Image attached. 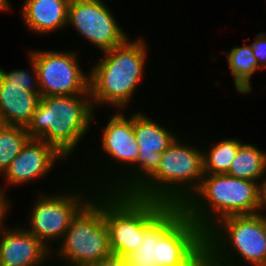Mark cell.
<instances>
[{"label": "cell", "instance_id": "obj_1", "mask_svg": "<svg viewBox=\"0 0 266 266\" xmlns=\"http://www.w3.org/2000/svg\"><path fill=\"white\" fill-rule=\"evenodd\" d=\"M143 36L101 53L89 69V91L94 110L109 106L127 111L140 88L149 60V43ZM148 58V60H147ZM102 105V106H101Z\"/></svg>", "mask_w": 266, "mask_h": 266}, {"label": "cell", "instance_id": "obj_2", "mask_svg": "<svg viewBox=\"0 0 266 266\" xmlns=\"http://www.w3.org/2000/svg\"><path fill=\"white\" fill-rule=\"evenodd\" d=\"M95 115L90 94L41 97L26 130L31 139L54 146L69 161L98 122Z\"/></svg>", "mask_w": 266, "mask_h": 266}, {"label": "cell", "instance_id": "obj_3", "mask_svg": "<svg viewBox=\"0 0 266 266\" xmlns=\"http://www.w3.org/2000/svg\"><path fill=\"white\" fill-rule=\"evenodd\" d=\"M181 136L162 152L158 169L133 195L182 206L198 189L204 176L202 143L184 141Z\"/></svg>", "mask_w": 266, "mask_h": 266}, {"label": "cell", "instance_id": "obj_4", "mask_svg": "<svg viewBox=\"0 0 266 266\" xmlns=\"http://www.w3.org/2000/svg\"><path fill=\"white\" fill-rule=\"evenodd\" d=\"M259 184L228 174H204L200 186L182 205L184 213L206 233L219 220L256 214Z\"/></svg>", "mask_w": 266, "mask_h": 266}, {"label": "cell", "instance_id": "obj_5", "mask_svg": "<svg viewBox=\"0 0 266 266\" xmlns=\"http://www.w3.org/2000/svg\"><path fill=\"white\" fill-rule=\"evenodd\" d=\"M205 243L215 266H266V219L257 213L225 217L205 233Z\"/></svg>", "mask_w": 266, "mask_h": 266}, {"label": "cell", "instance_id": "obj_6", "mask_svg": "<svg viewBox=\"0 0 266 266\" xmlns=\"http://www.w3.org/2000/svg\"><path fill=\"white\" fill-rule=\"evenodd\" d=\"M57 246L52 260L58 261V266H89L112 254L104 219V191H98L78 212Z\"/></svg>", "mask_w": 266, "mask_h": 266}, {"label": "cell", "instance_id": "obj_7", "mask_svg": "<svg viewBox=\"0 0 266 266\" xmlns=\"http://www.w3.org/2000/svg\"><path fill=\"white\" fill-rule=\"evenodd\" d=\"M79 181L72 177L71 183L66 185L69 191L64 188L52 194L41 191L36 193L37 198H34L35 201L30 206L29 216L26 217L27 226L24 227L51 251L63 239L73 218L98 192L87 180L84 179L82 183Z\"/></svg>", "mask_w": 266, "mask_h": 266}, {"label": "cell", "instance_id": "obj_8", "mask_svg": "<svg viewBox=\"0 0 266 266\" xmlns=\"http://www.w3.org/2000/svg\"><path fill=\"white\" fill-rule=\"evenodd\" d=\"M169 206L133 194L104 191V219L112 254L126 256L134 252L141 244L143 232Z\"/></svg>", "mask_w": 266, "mask_h": 266}, {"label": "cell", "instance_id": "obj_9", "mask_svg": "<svg viewBox=\"0 0 266 266\" xmlns=\"http://www.w3.org/2000/svg\"><path fill=\"white\" fill-rule=\"evenodd\" d=\"M112 112L114 113L111 114V117H108L109 119L106 121V125H102L103 129L100 133L101 136L98 137L101 138L98 139V141L100 140L99 145L101 150L99 147L98 149L101 152L100 155H103V157L101 158L106 157V160L110 158L109 162L113 166L110 163H107L106 160L102 159V162L104 161L103 164L106 163V166L107 164H109L110 169L112 167L114 168L111 170L110 174H113V177H110L107 171L105 172V170H107L106 166H104L105 168H103L102 172L107 173L108 175L104 173L102 175V173L100 172L98 173V176L96 171L92 175L90 172H88L89 175L88 173H86L87 177L86 175L83 176V171L80 175L83 178L85 177V180L87 181L92 179L91 181H89V183L98 191L113 192L137 168L139 146L134 135V111L129 116L124 114V110H116ZM106 175L108 176V178Z\"/></svg>", "mask_w": 266, "mask_h": 266}, {"label": "cell", "instance_id": "obj_10", "mask_svg": "<svg viewBox=\"0 0 266 266\" xmlns=\"http://www.w3.org/2000/svg\"><path fill=\"white\" fill-rule=\"evenodd\" d=\"M26 51L38 71L41 97L90 94V72L82 68L78 50Z\"/></svg>", "mask_w": 266, "mask_h": 266}, {"label": "cell", "instance_id": "obj_11", "mask_svg": "<svg viewBox=\"0 0 266 266\" xmlns=\"http://www.w3.org/2000/svg\"><path fill=\"white\" fill-rule=\"evenodd\" d=\"M114 9L105 0H70L67 26L103 53L124 43L130 36L118 23Z\"/></svg>", "mask_w": 266, "mask_h": 266}, {"label": "cell", "instance_id": "obj_12", "mask_svg": "<svg viewBox=\"0 0 266 266\" xmlns=\"http://www.w3.org/2000/svg\"><path fill=\"white\" fill-rule=\"evenodd\" d=\"M149 115L141 110L134 112V135L139 146L137 168L114 193L133 194L158 169L162 152L180 135Z\"/></svg>", "mask_w": 266, "mask_h": 266}, {"label": "cell", "instance_id": "obj_13", "mask_svg": "<svg viewBox=\"0 0 266 266\" xmlns=\"http://www.w3.org/2000/svg\"><path fill=\"white\" fill-rule=\"evenodd\" d=\"M67 160L54 146L40 139H30L2 175L4 185L10 188L39 181L52 172L57 162Z\"/></svg>", "mask_w": 266, "mask_h": 266}, {"label": "cell", "instance_id": "obj_14", "mask_svg": "<svg viewBox=\"0 0 266 266\" xmlns=\"http://www.w3.org/2000/svg\"><path fill=\"white\" fill-rule=\"evenodd\" d=\"M0 228V266H46L52 251L24 225Z\"/></svg>", "mask_w": 266, "mask_h": 266}, {"label": "cell", "instance_id": "obj_15", "mask_svg": "<svg viewBox=\"0 0 266 266\" xmlns=\"http://www.w3.org/2000/svg\"><path fill=\"white\" fill-rule=\"evenodd\" d=\"M205 243V233L184 214L156 243L158 266H180Z\"/></svg>", "mask_w": 266, "mask_h": 266}, {"label": "cell", "instance_id": "obj_16", "mask_svg": "<svg viewBox=\"0 0 266 266\" xmlns=\"http://www.w3.org/2000/svg\"><path fill=\"white\" fill-rule=\"evenodd\" d=\"M70 0H24L19 11L24 26L35 35L48 36L67 27Z\"/></svg>", "mask_w": 266, "mask_h": 266}, {"label": "cell", "instance_id": "obj_17", "mask_svg": "<svg viewBox=\"0 0 266 266\" xmlns=\"http://www.w3.org/2000/svg\"><path fill=\"white\" fill-rule=\"evenodd\" d=\"M40 98L41 93L22 89L0 75V124L27 127Z\"/></svg>", "mask_w": 266, "mask_h": 266}, {"label": "cell", "instance_id": "obj_18", "mask_svg": "<svg viewBox=\"0 0 266 266\" xmlns=\"http://www.w3.org/2000/svg\"><path fill=\"white\" fill-rule=\"evenodd\" d=\"M181 205H170L144 232L140 246L126 255L130 266H158L157 241L184 215Z\"/></svg>", "mask_w": 266, "mask_h": 266}, {"label": "cell", "instance_id": "obj_19", "mask_svg": "<svg viewBox=\"0 0 266 266\" xmlns=\"http://www.w3.org/2000/svg\"><path fill=\"white\" fill-rule=\"evenodd\" d=\"M244 41V46H235L225 54L226 62L233 78L234 90L242 96L252 92L253 75L262 69L253 55L252 47Z\"/></svg>", "mask_w": 266, "mask_h": 266}, {"label": "cell", "instance_id": "obj_20", "mask_svg": "<svg viewBox=\"0 0 266 266\" xmlns=\"http://www.w3.org/2000/svg\"><path fill=\"white\" fill-rule=\"evenodd\" d=\"M227 174L259 184L266 177V150L243 142Z\"/></svg>", "mask_w": 266, "mask_h": 266}, {"label": "cell", "instance_id": "obj_21", "mask_svg": "<svg viewBox=\"0 0 266 266\" xmlns=\"http://www.w3.org/2000/svg\"><path fill=\"white\" fill-rule=\"evenodd\" d=\"M242 143L239 138L226 137L211 146L208 143V148L203 146L204 174H227Z\"/></svg>", "mask_w": 266, "mask_h": 266}, {"label": "cell", "instance_id": "obj_22", "mask_svg": "<svg viewBox=\"0 0 266 266\" xmlns=\"http://www.w3.org/2000/svg\"><path fill=\"white\" fill-rule=\"evenodd\" d=\"M31 139L26 127L0 124V175Z\"/></svg>", "mask_w": 266, "mask_h": 266}, {"label": "cell", "instance_id": "obj_23", "mask_svg": "<svg viewBox=\"0 0 266 266\" xmlns=\"http://www.w3.org/2000/svg\"><path fill=\"white\" fill-rule=\"evenodd\" d=\"M27 61H30L29 69H16L7 72L4 68L0 66V75L9 83L17 84L18 86H22V89L40 93L39 89V79H38V71L35 63L29 57Z\"/></svg>", "mask_w": 266, "mask_h": 266}, {"label": "cell", "instance_id": "obj_24", "mask_svg": "<svg viewBox=\"0 0 266 266\" xmlns=\"http://www.w3.org/2000/svg\"><path fill=\"white\" fill-rule=\"evenodd\" d=\"M180 266H215L212 253L204 243L186 262Z\"/></svg>", "mask_w": 266, "mask_h": 266}, {"label": "cell", "instance_id": "obj_25", "mask_svg": "<svg viewBox=\"0 0 266 266\" xmlns=\"http://www.w3.org/2000/svg\"><path fill=\"white\" fill-rule=\"evenodd\" d=\"M250 45L258 65L263 70L266 69V32H259Z\"/></svg>", "mask_w": 266, "mask_h": 266}, {"label": "cell", "instance_id": "obj_26", "mask_svg": "<svg viewBox=\"0 0 266 266\" xmlns=\"http://www.w3.org/2000/svg\"><path fill=\"white\" fill-rule=\"evenodd\" d=\"M6 187L4 185H0V228L5 224L6 218L8 217L9 211L11 210V204L13 205L10 197L6 193Z\"/></svg>", "mask_w": 266, "mask_h": 266}, {"label": "cell", "instance_id": "obj_27", "mask_svg": "<svg viewBox=\"0 0 266 266\" xmlns=\"http://www.w3.org/2000/svg\"><path fill=\"white\" fill-rule=\"evenodd\" d=\"M89 266H130L125 256L111 254L97 263Z\"/></svg>", "mask_w": 266, "mask_h": 266}, {"label": "cell", "instance_id": "obj_28", "mask_svg": "<svg viewBox=\"0 0 266 266\" xmlns=\"http://www.w3.org/2000/svg\"><path fill=\"white\" fill-rule=\"evenodd\" d=\"M266 177L259 183L258 208L256 213L266 219ZM266 212V211H265Z\"/></svg>", "mask_w": 266, "mask_h": 266}, {"label": "cell", "instance_id": "obj_29", "mask_svg": "<svg viewBox=\"0 0 266 266\" xmlns=\"http://www.w3.org/2000/svg\"><path fill=\"white\" fill-rule=\"evenodd\" d=\"M11 2L9 0H0V11L3 12H7L8 10L11 11L12 7H11Z\"/></svg>", "mask_w": 266, "mask_h": 266}]
</instances>
